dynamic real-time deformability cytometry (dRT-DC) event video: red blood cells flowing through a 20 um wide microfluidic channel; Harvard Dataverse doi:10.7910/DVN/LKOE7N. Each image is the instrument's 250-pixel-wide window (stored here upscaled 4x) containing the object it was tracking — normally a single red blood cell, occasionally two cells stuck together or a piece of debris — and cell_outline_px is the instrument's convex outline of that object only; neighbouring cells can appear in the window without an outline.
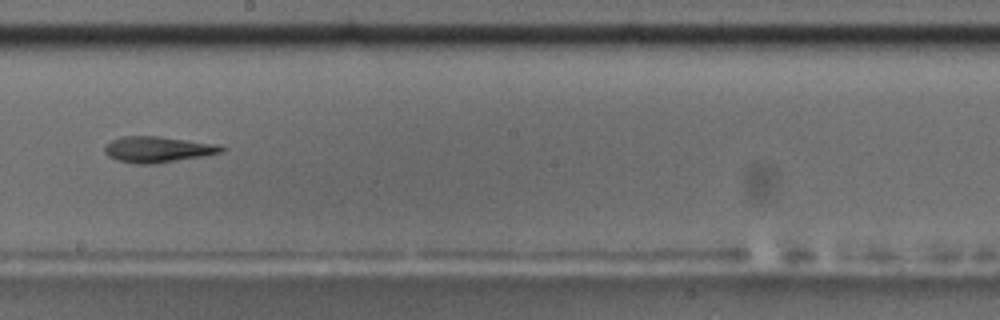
{"species": "common noctule bat (a hibernating species)", "species_latin": "Nyctalus noctula", "temperature_condition": "room temperature", "stored_images_in_passage": 56, "camera_frame_rate_fps": 3000, "um_per_image_px": 0.085, "animal": {"sex": "male", "body_mass_g": 17.5, "forearm_length_mm": 52.3}, "frame": {"image": 1, "passage_image": 32, "time_ms": 10.333, "image_size_px": [1000, 320], "cell_outline_px": [[224, 152], [204, 156], [152, 164], [136, 164], [116, 160], [108, 156], [104, 152], [104, 144], [112, 140], [124, 136], [160, 136], [216, 144], [224, 148]], "centroid_in_image_um": [13.37, 12.7], "position_along_channel_um": 234.8, "area_um2": 17.69}, "authors_computed_cell_mechanics": {"area_um2": 18.1492, "velocity_mm_per_s": 3.6909, "shape_relaxation_time_tau1_ms": null, "shape_relaxation_time_tau2_ms": 7.8478, "deformation_change_tau1": null, "deformation_change_tau2": 0.2101}}